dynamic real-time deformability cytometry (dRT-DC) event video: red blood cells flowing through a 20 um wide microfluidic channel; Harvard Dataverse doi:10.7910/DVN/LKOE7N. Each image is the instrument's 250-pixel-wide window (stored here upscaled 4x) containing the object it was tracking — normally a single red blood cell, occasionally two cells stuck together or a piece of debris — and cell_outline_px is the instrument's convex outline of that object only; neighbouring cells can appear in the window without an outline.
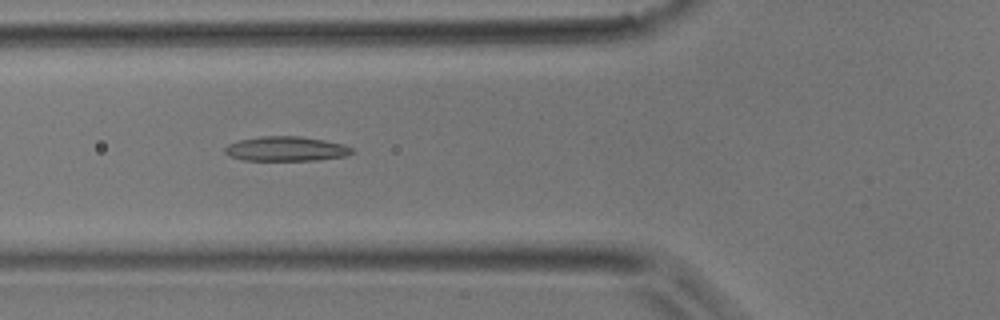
{"species": "common noctule bat (a hibernating species)", "species_latin": "Nyctalus noctula", "temperature_condition": "room temperature", "stored_images_in_passage": 34, "camera_frame_rate_fps": 3000, "um_per_image_px": 0.085, "animal": {"sex": "male", "body_mass_g": 17.9}, "frame": {"image": 1, "passage_image": 6, "time_ms": 1.667, "image_size_px": [1000, 320], "cell_outline_px": [[356, 152], [348, 156], [316, 160], [244, 160], [228, 156], [224, 152], [224, 148], [228, 144], [240, 140], [260, 136], [300, 136], [324, 140], [344, 144], [352, 148]], "centroid_in_image_um": [24.34, 12.65], "position_along_channel_um": 101.5, "area_um2": 18.38}}
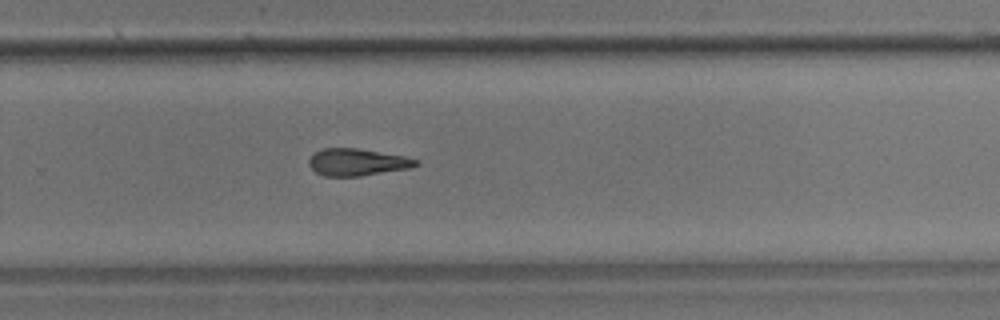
{"frame": {"image": 2, "passage_image": 19, "time_ms": 6.0, "image_size_px": [1000, 320], "cell_outline_px": [[420, 164], [408, 168], [360, 176], [324, 176], [316, 172], [308, 164], [308, 160], [320, 148], [356, 148], [404, 156], [420, 160]], "centroid_in_image_um": [30.36, 13.78], "position_along_channel_um": 299.4, "area_um2": 16.76}}
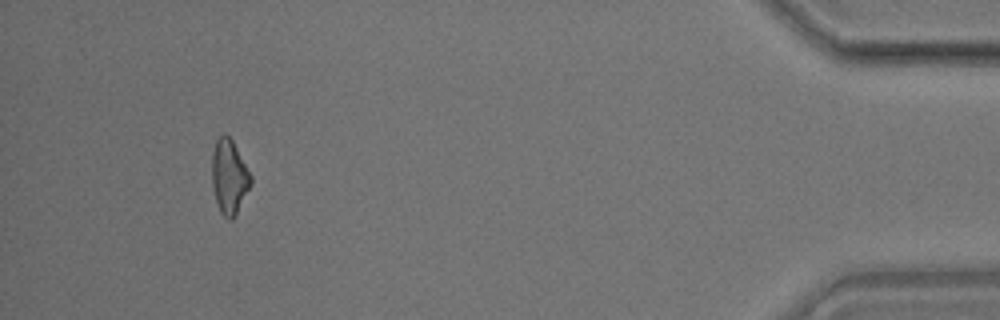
{"frame": {"image": 3, "passage_image": 31, "time_ms": 10.0, "image_size_px": [1000, 320], "cell_outline_px": [[252, 184], [232, 220], [228, 220], [220, 212], [216, 200], [212, 184], [212, 152], [216, 140], [224, 132], [232, 140], [252, 176]], "centroid_in_image_um": [19.48, 15.02], "position_along_channel_um": 415.7, "area_um2": 16.76}}